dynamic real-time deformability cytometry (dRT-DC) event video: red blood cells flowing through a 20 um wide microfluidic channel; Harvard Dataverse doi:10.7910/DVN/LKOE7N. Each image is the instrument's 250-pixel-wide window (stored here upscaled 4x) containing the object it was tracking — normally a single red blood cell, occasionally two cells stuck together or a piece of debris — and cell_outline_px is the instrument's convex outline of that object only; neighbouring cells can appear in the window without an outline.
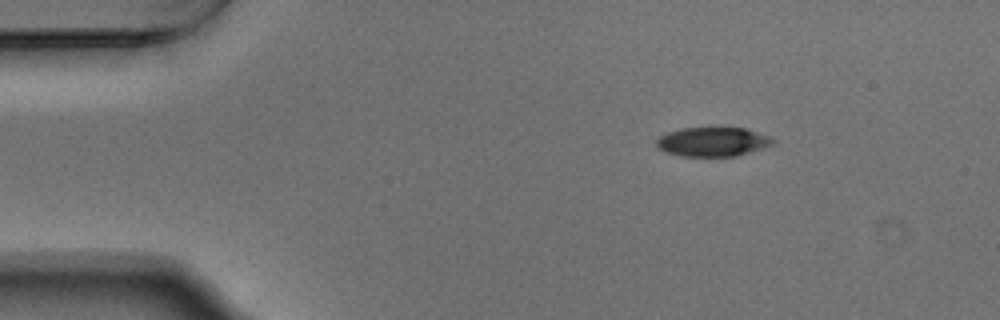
{"species": "Egyptian fruit bat (a non-hibernating species)", "species_latin": "Rousettus aegyptiacus", "temperature_condition": "warm", "stored_images_in_passage": 47, "camera_frame_rate_fps": 3000, "um_per_image_px": 0.085, "animal": {"sex": "male"}, "frame": {"image": 1, "passage_image": 1, "time_ms": 0.0, "image_size_px": [1000, 320], "cell_outline_px": [[776, 140], [772, 144], [736, 156], [680, 156], [664, 152], [656, 148], [656, 140], [660, 136], [668, 132], [680, 128], [716, 124], [744, 128], [768, 136]], "centroid_in_image_um": [60.51, 12.0], "position_along_channel_um": 24.5, "area_um2": 20.58}}
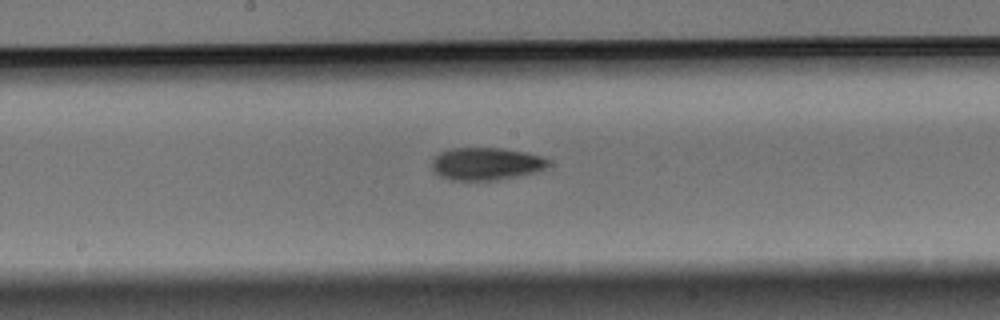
{"frame": {"image": 2, "passage_image": 21, "time_ms": 6.667, "image_size_px": [1000, 320], "cell_outline_px": [[552, 160], [544, 168], [536, 172], [496, 180], [452, 180], [440, 176], [432, 172], [432, 156], [448, 148], [504, 148], [524, 152], [540, 156]], "centroid_in_image_um": [41.27, 13.91], "position_along_channel_um": 206.9, "area_um2": 22.25}}
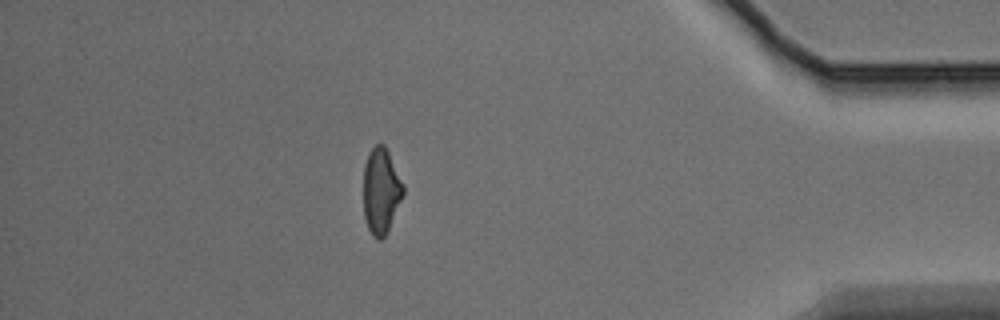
{"frame": {"image": 3, "passage_image": 40, "time_ms": 13.0, "image_size_px": [1000, 320], "cell_outline_px": [[404, 196], [384, 236], [380, 240], [376, 240], [372, 236], [368, 228], [364, 216], [364, 164], [368, 152], [376, 144], [384, 144], [404, 184]], "centroid_in_image_um": [32.39, 16.22], "position_along_channel_um": 402.8, "area_um2": 19.88}, "authors_computed_cell_mechanics": {"area_um2": 21.2704, "velocity_mm_per_s": 3.7609, "shape_relaxation_time_tau1_ms": 3.0061, "shape_relaxation_time_tau2_ms": null, "deformation_change_tau1": 0.1175, "deformation_change_tau2": null}}